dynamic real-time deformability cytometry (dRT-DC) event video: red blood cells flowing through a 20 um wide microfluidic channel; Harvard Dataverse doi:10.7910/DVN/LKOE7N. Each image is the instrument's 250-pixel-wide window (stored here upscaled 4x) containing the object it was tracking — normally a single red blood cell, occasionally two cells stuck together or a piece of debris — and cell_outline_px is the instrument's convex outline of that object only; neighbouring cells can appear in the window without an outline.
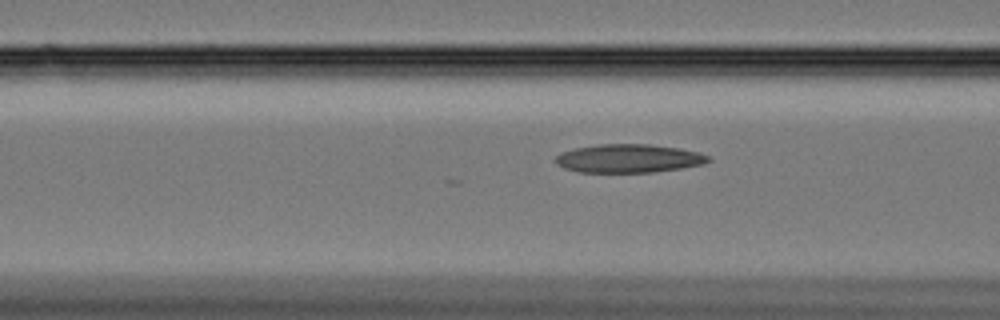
{"species": "Egyptian fruit bat (a non-hibernating species)", "species_latin": "Rousettus aegyptiacus", "temperature_condition": "cold", "stored_images_in_passage": 11, "camera_frame_rate_fps": 3000, "um_per_image_px": 0.085, "animal": {"sex": "female"}, "frame": {"image": 1, "passage_image": 7, "time_ms": 2.0, "image_size_px": [1000, 320], "cell_outline_px": [[712, 160], [704, 164], [680, 168], [652, 172], [576, 172], [564, 168], [556, 164], [556, 156], [560, 152], [576, 148], [600, 144], [648, 144], [680, 148], [700, 152], [708, 156]], "centroid_in_image_um": [53.44, 13.46], "position_along_channel_um": 113.2, "area_um2": 25.37}}
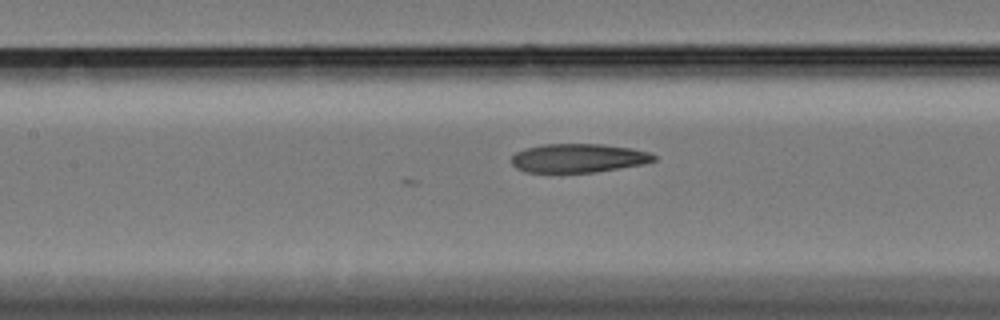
{"frame": {"image": 2, "passage_image": 11, "time_ms": 3.333, "image_size_px": [1000, 320], "cell_outline_px": [[656, 160], [644, 164], [596, 172], [524, 172], [516, 168], [512, 164], [512, 156], [516, 152], [524, 148], [544, 144], [604, 144], [632, 148], [648, 152], [656, 156]], "centroid_in_image_um": [49.16, 13.43], "position_along_channel_um": 158.2, "area_um2": 23.99}}